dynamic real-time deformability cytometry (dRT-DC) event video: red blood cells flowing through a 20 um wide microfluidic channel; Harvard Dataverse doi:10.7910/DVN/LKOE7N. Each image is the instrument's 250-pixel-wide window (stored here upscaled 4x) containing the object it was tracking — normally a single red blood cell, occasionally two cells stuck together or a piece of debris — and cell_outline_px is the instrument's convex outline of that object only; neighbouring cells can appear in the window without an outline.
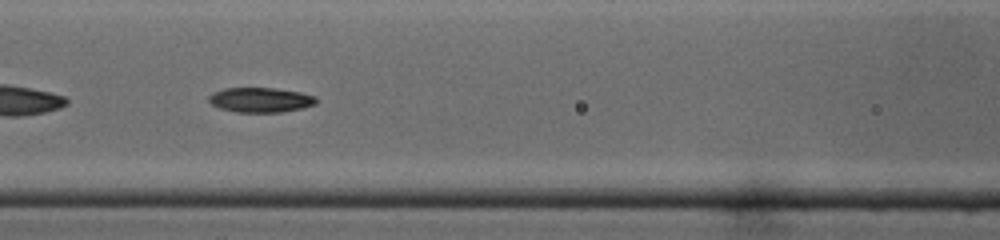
{"species": "common noctule bat (a hibernating species)", "species_latin": "Nyctalus noctula", "temperature_condition": "cold", "stored_images_in_passage": 46, "segment_of_instrument_passage": [2, 2], "camera_frame_rate_fps": 3000, "um_per_image_px": 0.085, "animal": {"sex": "male", "body_mass_g": 19.0, "forearm_length_mm": 50.8}, "frame": {"image": 1, "passage_image": 19, "time_ms": 6.0, "image_size_px": [1000, 240], "cell_outline_px": [[316, 104], [300, 108], [280, 112], [236, 112], [220, 108], [212, 104], [208, 100], [208, 96], [212, 92], [224, 88], [276, 88], [300, 92], [316, 96]], "centroid_in_image_um": [22.12, 8.48], "position_along_channel_um": 144.5, "area_um2": 15.49}}
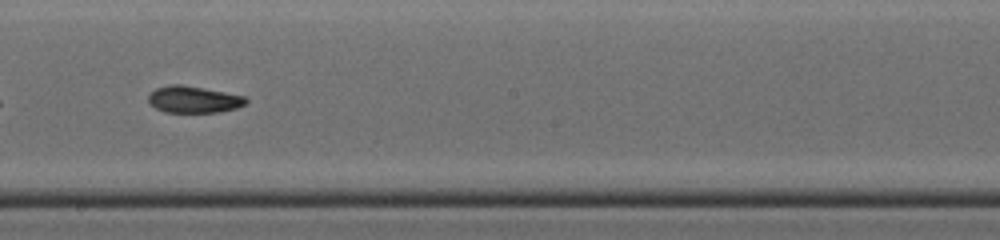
{"frame": {"image": 2, "passage_image": 25, "time_ms": 8.0, "image_size_px": [1000, 240], "cell_outline_px": [[248, 100], [244, 104], [236, 108], [220, 112], [164, 112], [156, 108], [148, 100], [148, 96], [156, 88], [172, 84], [180, 84], [224, 92], [244, 96]], "centroid_in_image_um": [16.45, 8.46], "position_along_channel_um": 231.7, "area_um2": 14.97}}
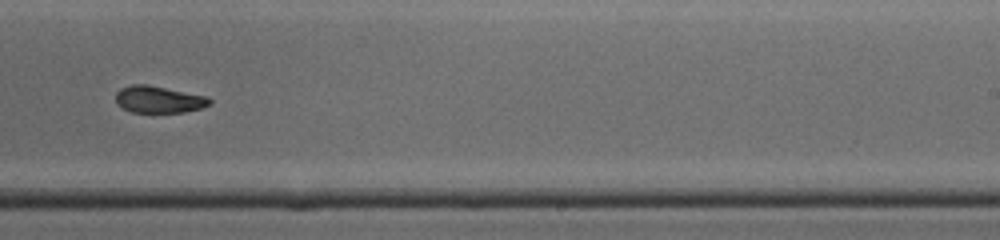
{"frame": {"image": 3, "passage_image": 28, "time_ms": 9.0, "image_size_px": [1000, 240], "cell_outline_px": [[212, 104], [200, 108], [184, 112], [132, 112], [116, 104], [116, 92], [120, 88], [132, 84], [148, 84], [208, 96], [212, 100]], "centroid_in_image_um": [13.51, 8.44], "position_along_channel_um": 275.5, "area_um2": 14.85}}